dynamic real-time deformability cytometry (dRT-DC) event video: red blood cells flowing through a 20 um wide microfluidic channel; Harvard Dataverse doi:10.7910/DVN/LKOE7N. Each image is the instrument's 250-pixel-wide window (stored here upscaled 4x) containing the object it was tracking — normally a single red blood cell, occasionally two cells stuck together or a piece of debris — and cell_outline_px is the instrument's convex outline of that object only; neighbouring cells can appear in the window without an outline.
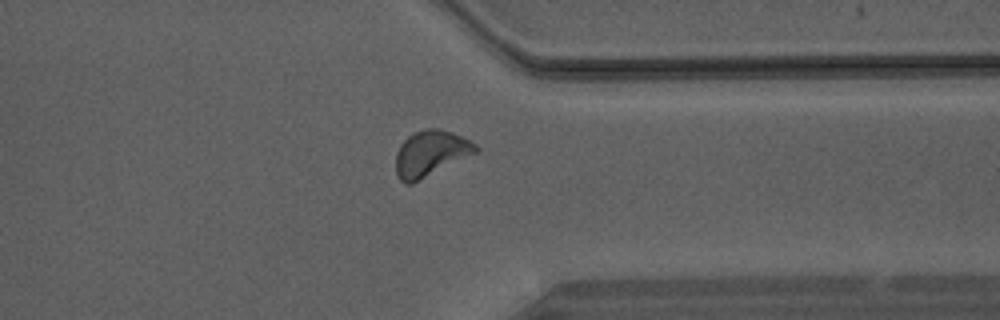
{"species": "Egyptian fruit bat (a non-hibernating species)", "species_latin": "Rousettus aegyptiacus", "temperature_condition": "warm", "stored_images_in_passage": 35, "camera_frame_rate_fps": 3000, "um_per_image_px": 0.085, "animal": {"sex": "male"}, "frame": {"image": 1, "passage_image": 25, "time_ms": 8.0, "image_size_px": [1000, 320], "cell_outline_px": [[480, 148], [476, 152], [412, 184], [404, 184], [396, 176], [396, 152], [400, 144], [408, 136], [424, 128], [440, 128], [452, 132], [476, 144]], "centroid_in_image_um": [36.56, 13.04], "position_along_channel_um": 374.8, "area_um2": 21.21}}